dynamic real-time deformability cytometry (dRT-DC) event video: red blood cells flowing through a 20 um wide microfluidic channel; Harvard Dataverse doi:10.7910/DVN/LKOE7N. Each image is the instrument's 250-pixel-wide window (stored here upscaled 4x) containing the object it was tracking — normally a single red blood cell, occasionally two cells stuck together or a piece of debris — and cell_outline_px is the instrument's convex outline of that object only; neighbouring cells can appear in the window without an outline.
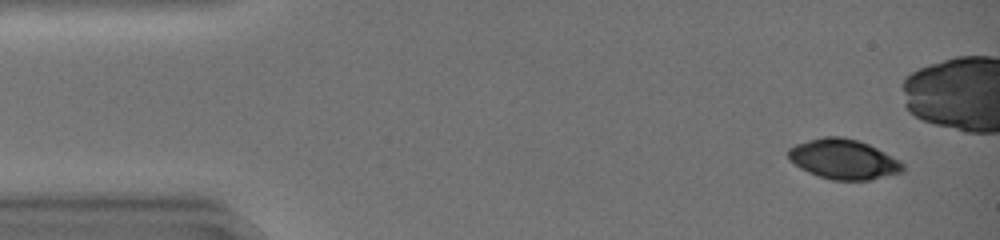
{"species": "common noctule bat (a hibernating species)", "species_latin": "Nyctalus noctula", "temperature_condition": "warm", "stored_images_in_passage": 12, "camera_frame_rate_fps": 3000, "um_per_image_px": 0.085, "animal": {"sex": "female", "body_mass_g": 19.0, "forearm_length_mm": 51.5}, "frame": {"image": 1, "passage_image": 3, "time_ms": 0.667, "image_size_px": [1000, 240], "cell_outline_px": [[904, 172], [868, 180], [832, 180], [808, 172], [800, 168], [788, 160], [788, 148], [796, 144], [824, 136], [840, 136], [856, 140], [868, 144], [900, 160], [904, 164]], "centroid_in_image_um": [71.69, 13.54], "position_along_channel_um": 13.3, "area_um2": 26.59}}